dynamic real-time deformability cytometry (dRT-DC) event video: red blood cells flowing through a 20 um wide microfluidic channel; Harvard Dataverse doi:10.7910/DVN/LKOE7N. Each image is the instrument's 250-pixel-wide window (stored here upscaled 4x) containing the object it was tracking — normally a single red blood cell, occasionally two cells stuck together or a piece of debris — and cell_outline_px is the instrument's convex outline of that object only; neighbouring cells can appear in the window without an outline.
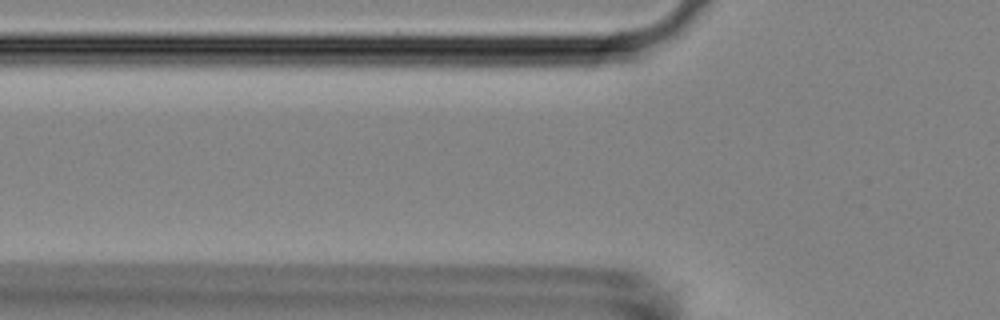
{"species": "Egyptian fruit bat (a non-hibernating species)", "species_latin": "Rousettus aegyptiacus", "temperature_condition": "room temperature", "stored_images_in_passage": 2, "camera_frame_rate_fps": 3000, "um_per_image_px": 0.085, "animal": {"sex": "female"}, "frame": {"image": 1, "passage_image": 2, "time_ms": 1.333, "image_size_px": [1000, 320], "cell_outline_px": [[560, 52], [552, 64], [468, 64], [468, 52], [484, 44], [516, 44]], "centroid_in_image_um": [43.42, 4.67], "position_along_channel_um": 82.4, "area_um2": 11.21}}